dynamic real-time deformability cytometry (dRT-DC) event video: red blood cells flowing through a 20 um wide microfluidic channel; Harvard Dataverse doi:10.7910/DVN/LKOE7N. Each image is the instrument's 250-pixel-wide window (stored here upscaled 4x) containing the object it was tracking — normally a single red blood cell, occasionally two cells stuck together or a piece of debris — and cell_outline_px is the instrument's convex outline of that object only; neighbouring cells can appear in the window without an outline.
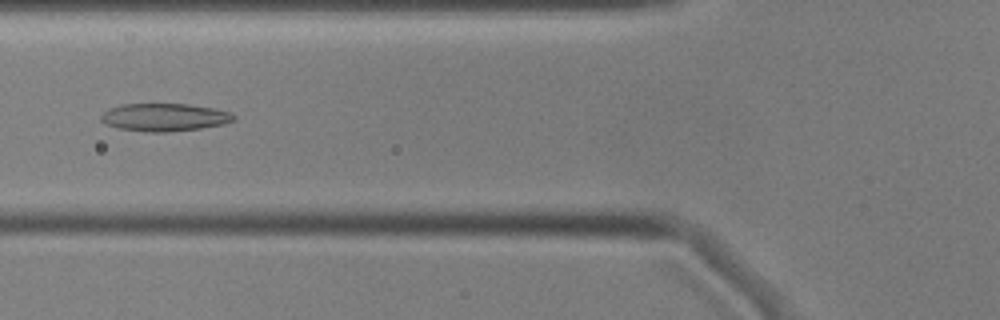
{"species": "common noctule bat (a hibernating species)", "species_latin": "Nyctalus noctula", "temperature_condition": "cold", "stored_images_in_passage": 45, "camera_frame_rate_fps": 3000, "um_per_image_px": 0.085, "animal": {"sex": "male", "body_mass_g": 17.9, "forearm_length_mm": 54.2}, "frame": {"image": 1, "passage_image": 18, "time_ms": 5.667, "image_size_px": [1000, 320], "cell_outline_px": [[236, 120], [224, 124], [200, 128], [164, 132], [148, 132], [116, 128], [104, 124], [100, 120], [100, 116], [108, 108], [120, 104], [188, 104], [212, 108], [232, 112], [236, 116]], "centroid_in_image_um": [13.96, 9.96], "position_along_channel_um": 111.8, "area_um2": 21.68}}
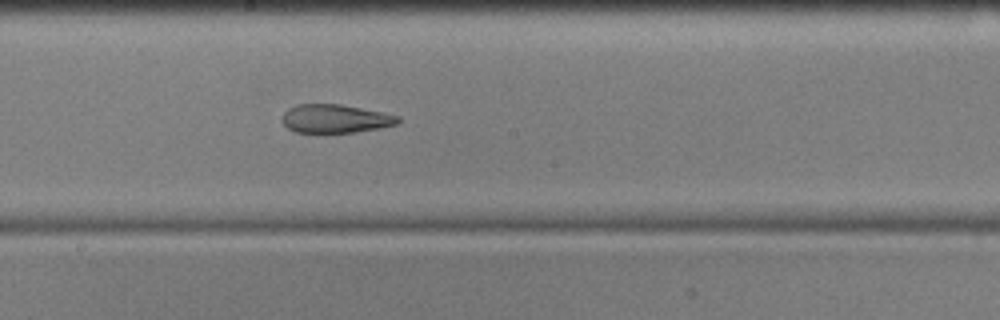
{"frame": {"image": 2, "passage_image": 27, "time_ms": 8.667, "image_size_px": [1000, 320], "cell_outline_px": [[400, 120], [396, 124], [376, 128], [352, 132], [296, 132], [288, 128], [280, 120], [284, 112], [288, 108], [296, 104], [340, 104], [384, 112], [400, 116]], "centroid_in_image_um": [28.46, 10.07], "position_along_channel_um": 219.7, "area_um2": 19.13}}
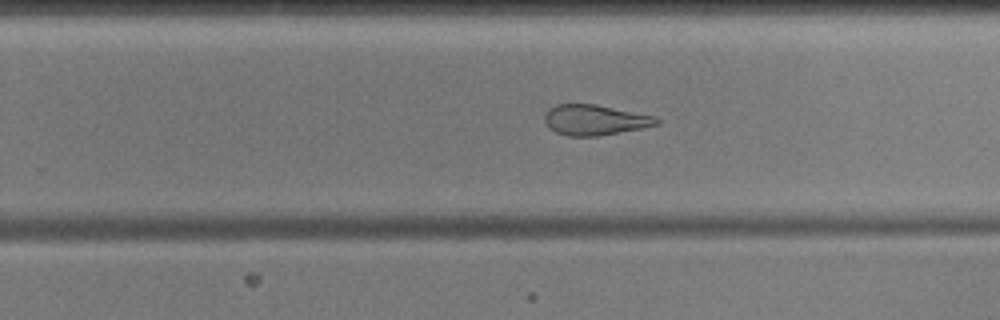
{"frame": {"image": 3, "passage_image": 32, "time_ms": 10.333, "image_size_px": [1000, 320], "cell_outline_px": [[660, 124], [640, 128], [596, 136], [568, 136], [556, 132], [548, 128], [544, 120], [544, 116], [548, 108], [556, 104], [596, 104], [656, 116], [660, 120]], "centroid_in_image_um": [50.54, 10.18], "position_along_channel_um": 279.3, "area_um2": 19.88}, "authors_computed_cell_mechanics": {"area_um2": 22.8888, "velocity_mm_per_s": 3.5938, "shape_relaxation_time_tau1_ms": null, "shape_relaxation_time_tau2_ms": 3.9237, "deformation_change_tau1": null, "deformation_change_tau2": 0.1286}}